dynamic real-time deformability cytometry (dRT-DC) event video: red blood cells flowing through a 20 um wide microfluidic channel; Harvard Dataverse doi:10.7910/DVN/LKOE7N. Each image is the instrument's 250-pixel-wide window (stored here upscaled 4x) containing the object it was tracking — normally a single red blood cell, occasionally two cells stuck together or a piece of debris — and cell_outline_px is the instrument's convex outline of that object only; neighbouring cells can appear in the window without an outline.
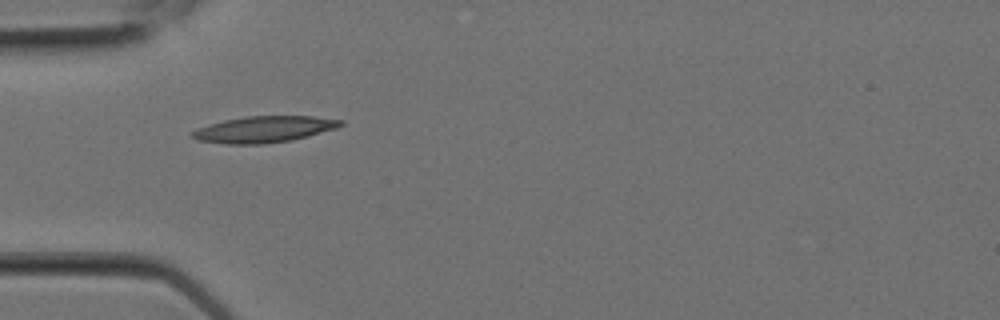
{"species": "Egyptian fruit bat (a non-hibernating species)", "species_latin": "Rousettus aegyptiacus", "temperature_condition": "room temperature", "stored_images_in_passage": 2, "camera_frame_rate_fps": 3000, "um_per_image_px": 0.085, "animal": {"sex": "female"}, "frame": {"image": 1, "passage_image": 1, "time_ms": 0.0, "image_size_px": [1000, 320], "cell_outline_px": [[344, 124], [336, 128], [308, 136], [292, 140], [264, 144], [224, 144], [196, 140], [188, 136], [196, 128], [208, 124], [224, 120], [244, 116], [312, 116], [344, 120]], "centroid_in_image_um": [22.39, 10.99], "position_along_channel_um": 62.6, "area_um2": 23.0}}